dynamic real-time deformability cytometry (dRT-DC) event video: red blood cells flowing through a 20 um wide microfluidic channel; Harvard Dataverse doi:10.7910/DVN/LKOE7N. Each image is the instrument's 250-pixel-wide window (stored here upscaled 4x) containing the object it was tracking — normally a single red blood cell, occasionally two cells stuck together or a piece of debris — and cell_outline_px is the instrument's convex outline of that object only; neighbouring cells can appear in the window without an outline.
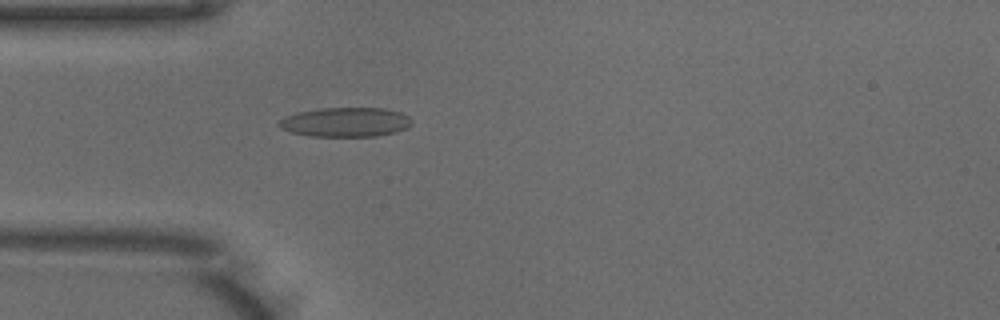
{"species": "common noctule bat (a hibernating species)", "species_latin": "Nyctalus noctula", "temperature_condition": "warm", "stored_images_in_passage": 50, "camera_frame_rate_fps": 3000, "um_per_image_px": 0.085, "animal": {"sex": "male", "body_mass_g": 18.8}, "frame": {"image": 1, "passage_image": 14, "time_ms": 4.333, "image_size_px": [1000, 320], "cell_outline_px": [[412, 124], [408, 128], [396, 132], [376, 136], [308, 136], [292, 132], [280, 128], [276, 124], [284, 116], [296, 112], [320, 108], [384, 108], [400, 112], [408, 116], [412, 120]], "centroid_in_image_um": [29.36, 10.38], "position_along_channel_um": 55.6, "area_um2": 22.95}}
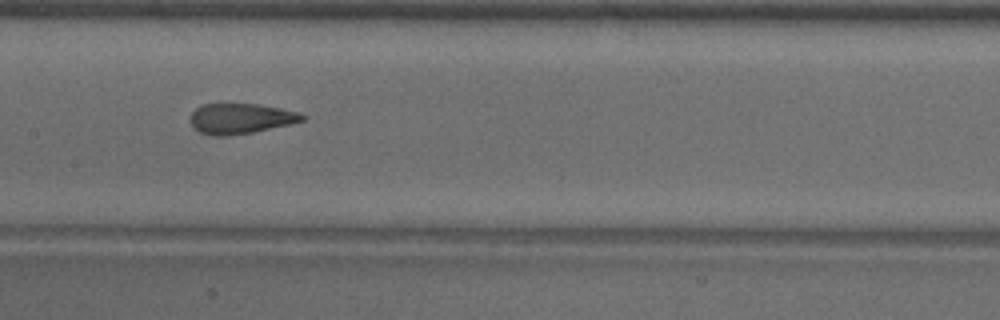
{"frame": {"image": 2, "passage_image": 24, "time_ms": 7.667, "image_size_px": [1000, 320], "cell_outline_px": [[304, 120], [292, 124], [252, 132], [228, 136], [212, 136], [200, 132], [192, 128], [188, 120], [192, 112], [196, 108], [204, 104], [260, 104], [300, 112], [304, 116]], "centroid_in_image_um": [20.42, 10.08], "position_along_channel_um": 187.0, "area_um2": 20.0}}
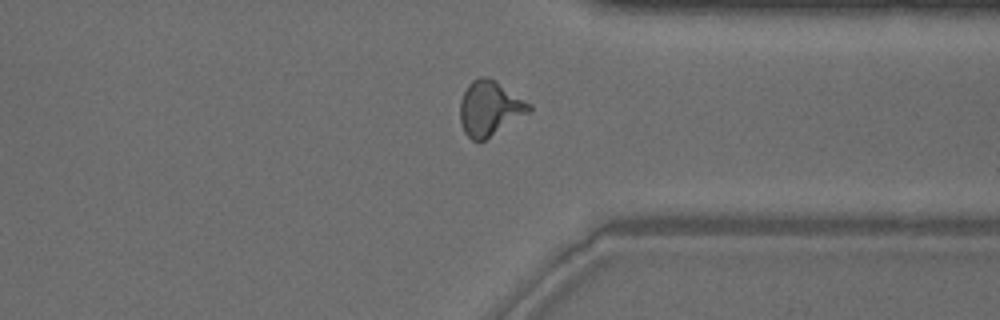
{"frame": {"image": 3, "passage_image": 38, "time_ms": 12.333, "image_size_px": [1000, 320], "cell_outline_px": [[532, 108], [528, 112], [484, 140], [472, 140], [464, 132], [460, 124], [460, 100], [468, 84], [472, 80], [480, 76], [488, 76], [532, 104]], "centroid_in_image_um": [41.59, 9.18], "position_along_channel_um": 369.8, "area_um2": 21.73}, "authors_computed_cell_mechanics": {"area_um2": 21.0103, "velocity_mm_per_s": 3.9828, "shape_relaxation_time_tau1_ms": 5.2142, "shape_relaxation_time_tau2_ms": 1.2363, "deformation_change_tau1": 0.1701, "deformation_change_tau2": 0.0816}}